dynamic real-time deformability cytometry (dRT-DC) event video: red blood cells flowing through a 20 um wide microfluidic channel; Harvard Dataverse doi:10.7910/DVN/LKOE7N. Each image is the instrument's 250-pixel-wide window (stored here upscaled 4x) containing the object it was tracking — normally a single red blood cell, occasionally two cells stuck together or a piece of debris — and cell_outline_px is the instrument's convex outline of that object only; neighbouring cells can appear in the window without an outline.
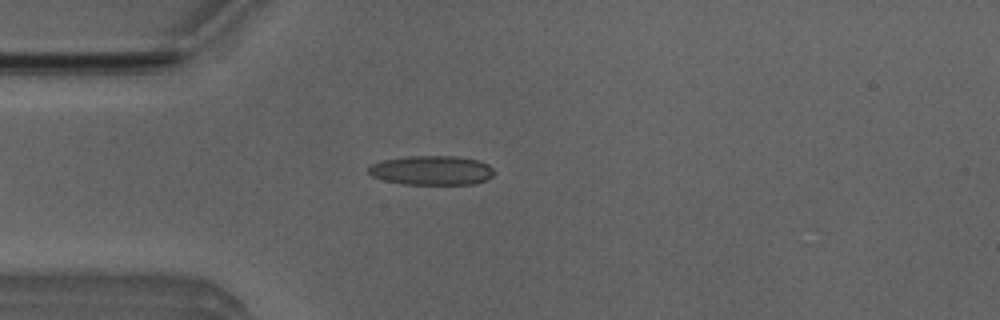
{"species": "Egyptian fruit bat (a non-hibernating species)", "species_latin": "Rousettus aegyptiacus", "temperature_condition": "room temperature", "stored_images_in_passage": 39, "camera_frame_rate_fps": 3000, "um_per_image_px": 0.085, "animal": {"sex": "male"}, "frame": {"image": 1, "passage_image": 5, "time_ms": 1.333, "image_size_px": [1000, 320], "cell_outline_px": [[496, 172], [488, 180], [472, 184], [404, 184], [384, 180], [372, 176], [368, 172], [368, 168], [372, 164], [384, 160], [408, 156], [460, 156], [480, 160], [488, 164]], "centroid_in_image_um": [36.75, 14.47], "position_along_channel_um": 48.3, "area_um2": 21.62}}
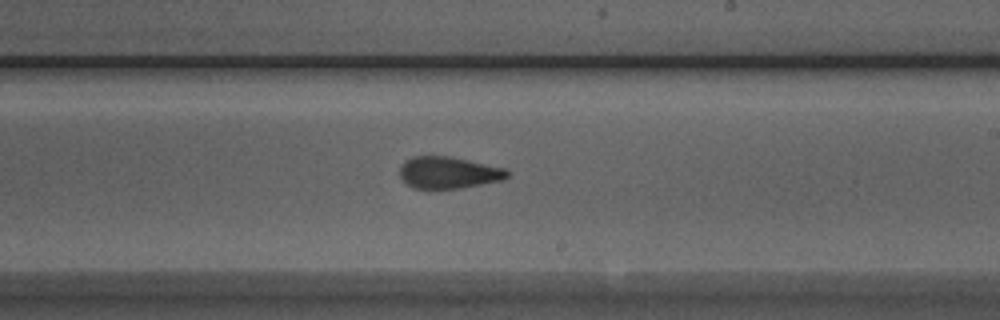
{"frame": {"image": 2, "passage_image": 21, "time_ms": 6.667, "image_size_px": [1000, 320], "cell_outline_px": [[508, 176], [504, 180], [460, 188], [412, 188], [400, 176], [400, 168], [404, 160], [412, 156], [448, 156], [504, 168], [508, 172]], "centroid_in_image_um": [38.1, 14.67], "position_along_channel_um": 250.9, "area_um2": 19.71}}
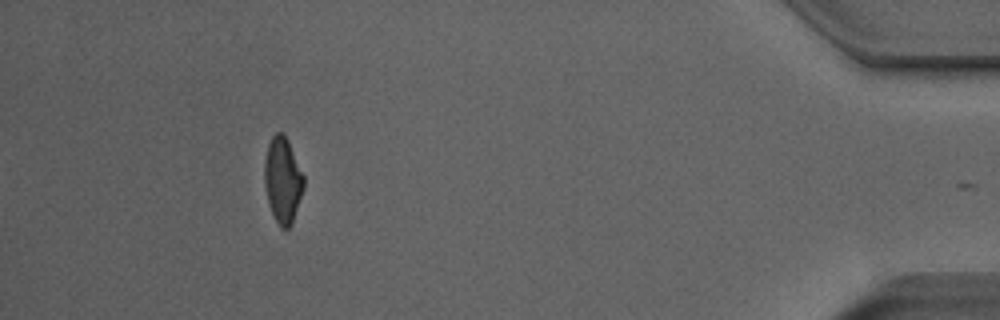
{"frame": {"image": 3, "passage_image": 38, "time_ms": 12.333, "image_size_px": [1000, 320], "cell_outline_px": [[304, 188], [292, 224], [288, 228], [280, 228], [268, 204], [264, 184], [264, 160], [268, 144], [272, 136], [276, 132], [284, 132], [288, 140], [304, 176]], "centroid_in_image_um": [24.02, 15.29], "position_along_channel_um": 411.2, "area_um2": 19.77}, "authors_computed_cell_mechanics": {"area_um2": 20.519, "velocity_mm_per_s": 4.0043, "shape_relaxation_time_tau1_ms": null, "shape_relaxation_time_tau2_ms": 1.9386, "deformation_change_tau1": null, "deformation_change_tau2": 0.1005}}